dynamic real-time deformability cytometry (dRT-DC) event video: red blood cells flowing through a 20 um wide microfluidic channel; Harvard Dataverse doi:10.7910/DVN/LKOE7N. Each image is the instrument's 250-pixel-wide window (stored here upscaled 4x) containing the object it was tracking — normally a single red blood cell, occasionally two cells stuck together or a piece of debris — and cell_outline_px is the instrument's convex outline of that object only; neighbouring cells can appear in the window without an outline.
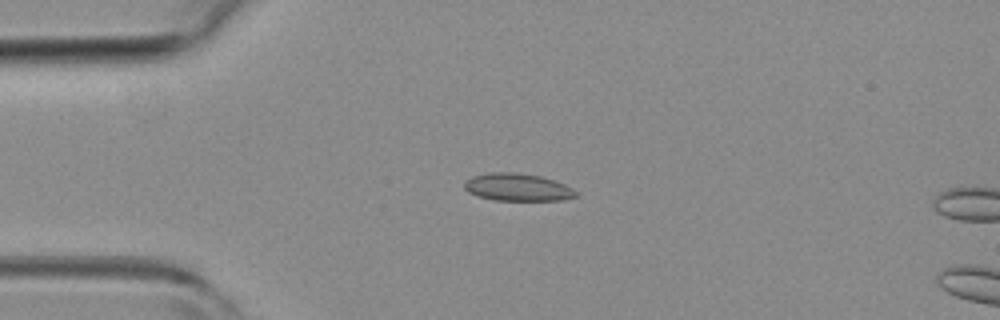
{"species": "common noctule bat (a hibernating species)", "species_latin": "Nyctalus noctula", "temperature_condition": "room temperature", "stored_images_in_passage": 4, "camera_frame_rate_fps": 3000, "um_per_image_px": 0.085, "animal": {"sex": "female", "body_mass_g": 19.3, "forearm_length_mm": 54.1}, "frame": {"image": 1, "passage_image": 3, "time_ms": 2.333, "image_size_px": [1000, 320], "cell_outline_px": [[576, 196], [564, 200], [496, 200], [476, 196], [468, 192], [464, 188], [464, 180], [472, 176], [488, 172], [512, 172], [540, 176], [564, 184], [572, 188], [576, 192]], "centroid_in_image_um": [43.93, 15.91], "position_along_channel_um": 41.1, "area_um2": 17.86}}